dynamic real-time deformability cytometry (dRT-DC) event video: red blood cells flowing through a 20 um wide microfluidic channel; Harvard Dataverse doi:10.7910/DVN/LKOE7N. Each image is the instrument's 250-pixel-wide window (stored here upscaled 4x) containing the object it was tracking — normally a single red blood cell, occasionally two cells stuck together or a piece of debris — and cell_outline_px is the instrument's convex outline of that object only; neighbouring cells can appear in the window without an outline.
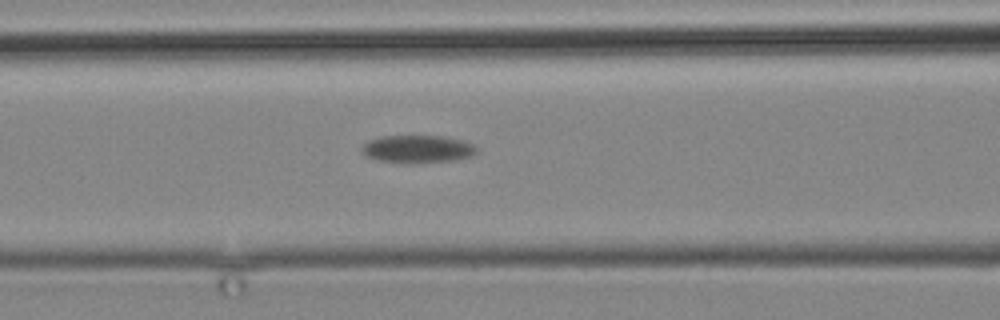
{"species": "common noctule bat (a hibernating species)", "species_latin": "Nyctalus noctula", "temperature_condition": "cold", "stored_images_in_passage": 9, "camera_frame_rate_fps": 3000, "um_per_image_px": 0.085, "animal": {"sex": "male", "body_mass_g": 19.2, "forearm_length_mm": 51.8}, "frame": {"image": 1, "passage_image": 9, "time_ms": 10.333, "image_size_px": [1000, 320], "cell_outline_px": [[476, 152], [472, 156], [456, 160], [412, 164], [380, 160], [368, 156], [360, 152], [360, 148], [368, 140], [380, 136], [444, 136], [464, 140], [472, 144], [476, 148]], "centroid_in_image_um": [35.49, 12.67], "position_along_channel_um": 131.1, "area_um2": 18.73}}